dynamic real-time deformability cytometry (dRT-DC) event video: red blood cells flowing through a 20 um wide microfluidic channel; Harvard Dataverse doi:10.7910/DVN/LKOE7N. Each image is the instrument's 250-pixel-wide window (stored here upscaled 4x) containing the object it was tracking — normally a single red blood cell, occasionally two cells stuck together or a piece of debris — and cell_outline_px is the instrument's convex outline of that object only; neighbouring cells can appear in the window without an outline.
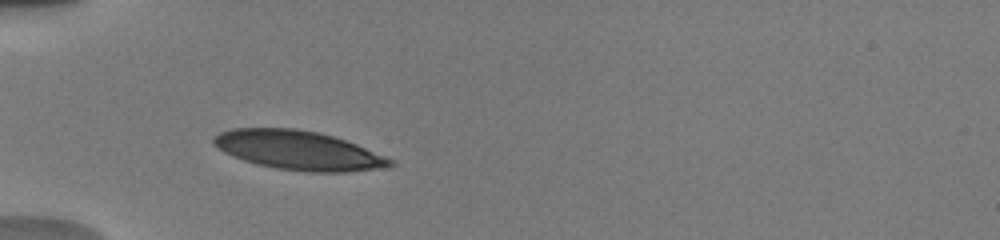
{"species": "human", "species_latin": "Homo sapiens", "temperature_condition": "warm", "stored_images_in_passage": 24, "camera_frame_rate_fps": 3000, "um_per_image_px": 0.085, "donor": {"sex": "male"}, "frame": {"image": 1, "passage_image": 2, "time_ms": 0.333, "image_size_px": [1000, 240], "cell_outline_px": [[396, 164], [384, 168], [348, 172], [308, 172], [276, 168], [244, 160], [224, 152], [212, 144], [212, 140], [220, 132], [232, 128], [296, 128], [316, 132], [332, 136], [356, 144], [396, 160]], "centroid_in_image_um": [25.41, 12.78], "position_along_channel_um": 59.6, "area_um2": 40.11}}
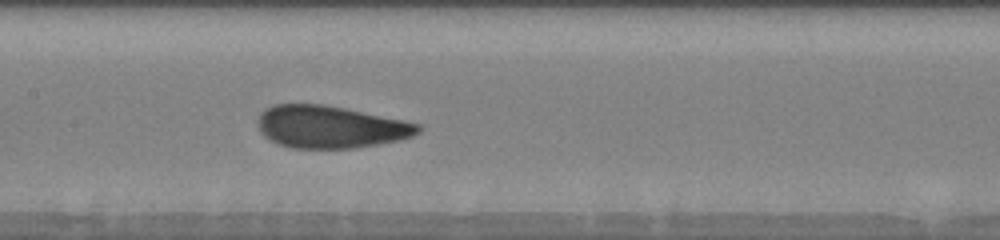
{"frame": {"image": 2, "passage_image": 10, "time_ms": 3.667, "image_size_px": [1000, 240], "cell_outline_px": [[424, 128], [420, 132], [412, 136], [400, 140], [380, 144], [352, 148], [292, 148], [280, 144], [264, 136], [260, 132], [260, 112], [264, 108], [272, 104], [324, 104], [404, 120], [420, 124]], "centroid_in_image_um": [28.12, 10.78], "position_along_channel_um": 179.3, "area_um2": 39.54}}
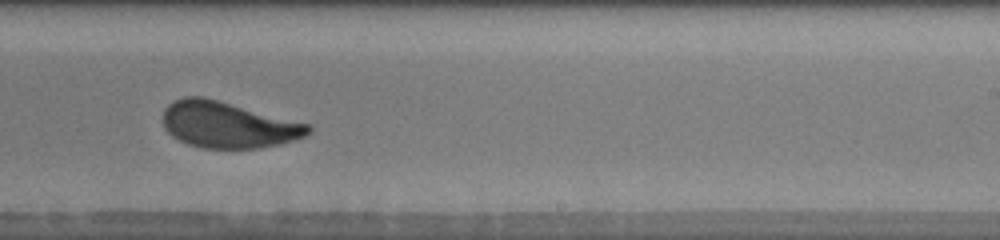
{"frame": {"image": 3, "passage_image": 16, "time_ms": 6.0, "image_size_px": [1000, 240], "cell_outline_px": [[312, 132], [304, 136], [280, 144], [260, 148], [200, 148], [188, 144], [172, 136], [164, 128], [164, 108], [172, 100], [184, 96], [204, 96], [312, 124]], "centroid_in_image_um": [19.39, 10.59], "position_along_channel_um": 269.6, "area_um2": 39.54}, "authors_computed_cell_mechanics": {"area_um2": 39.593, "velocity_mm_per_s": 3.8769, "shape_relaxation_time_tau1_ms": 3.259, "shape_relaxation_time_tau2_ms": null, "deformation_change_tau1": 0.1387, "deformation_change_tau2": null}}